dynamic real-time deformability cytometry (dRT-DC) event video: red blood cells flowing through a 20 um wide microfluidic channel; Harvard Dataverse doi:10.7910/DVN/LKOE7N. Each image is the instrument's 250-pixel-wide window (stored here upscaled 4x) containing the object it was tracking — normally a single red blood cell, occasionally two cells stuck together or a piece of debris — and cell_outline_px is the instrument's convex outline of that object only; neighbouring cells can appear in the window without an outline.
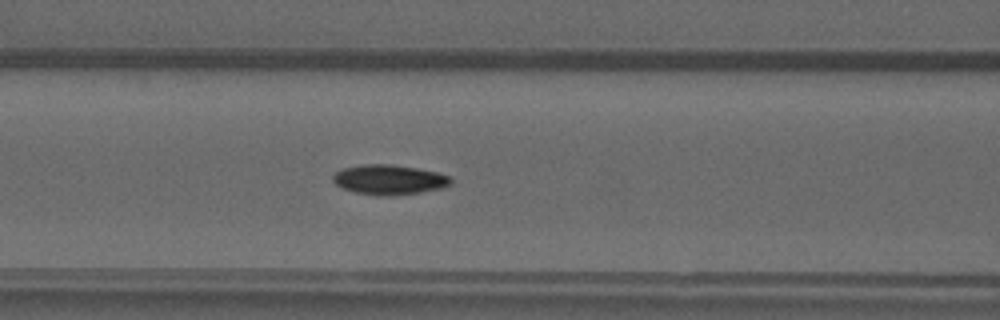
{"species": "common noctule bat (a hibernating species)", "species_latin": "Nyctalus noctula", "temperature_condition": "warm", "stored_images_in_passage": 48, "camera_frame_rate_fps": 3000, "um_per_image_px": 0.085, "animal": {"sex": "male", "forearm_length_mm": 52.5}, "frame": {"image": 1, "passage_image": 20, "time_ms": 6.333, "image_size_px": [1000, 320], "cell_outline_px": [[452, 184], [444, 188], [420, 192], [388, 196], [380, 196], [356, 192], [344, 188], [336, 184], [332, 180], [332, 176], [336, 172], [344, 168], [364, 164], [388, 164], [416, 168], [436, 172], [448, 176], [452, 180]], "centroid_in_image_um": [33.09, 15.27], "position_along_channel_um": 133.5, "area_um2": 20.35}}
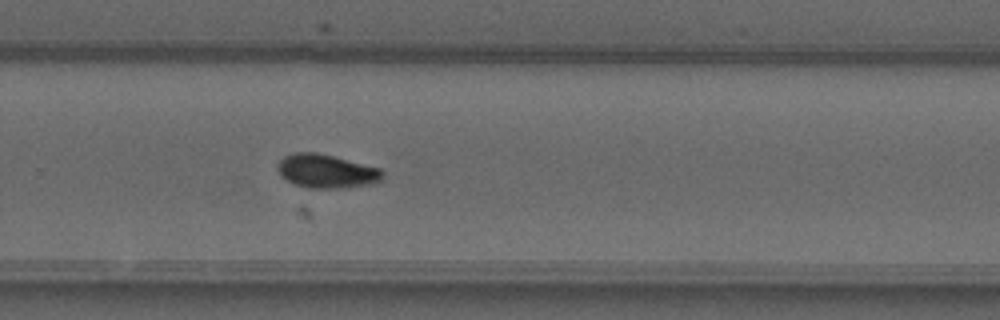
{"frame": {"image": 2, "passage_image": 32, "time_ms": 10.333, "image_size_px": [1000, 320], "cell_outline_px": [[384, 176], [380, 180], [368, 184], [344, 188], [308, 188], [296, 184], [288, 180], [280, 172], [276, 164], [284, 156], [292, 152], [316, 152], [380, 168], [384, 172]], "centroid_in_image_um": [27.75, 14.54], "position_along_channel_um": 302.1, "area_um2": 20.35}}
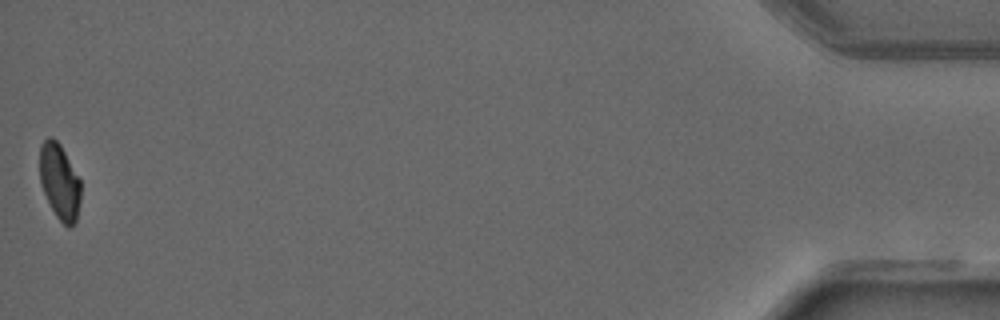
{"frame": {"image": 3, "passage_image": 48, "time_ms": 15.667, "image_size_px": [1000, 320], "cell_outline_px": [[80, 200], [76, 220], [68, 228], [56, 216], [40, 184], [40, 144], [48, 136], [52, 136], [60, 144], [80, 180]], "centroid_in_image_um": [5.05, 15.41], "position_along_channel_um": 430.1, "area_um2": 17.86}}